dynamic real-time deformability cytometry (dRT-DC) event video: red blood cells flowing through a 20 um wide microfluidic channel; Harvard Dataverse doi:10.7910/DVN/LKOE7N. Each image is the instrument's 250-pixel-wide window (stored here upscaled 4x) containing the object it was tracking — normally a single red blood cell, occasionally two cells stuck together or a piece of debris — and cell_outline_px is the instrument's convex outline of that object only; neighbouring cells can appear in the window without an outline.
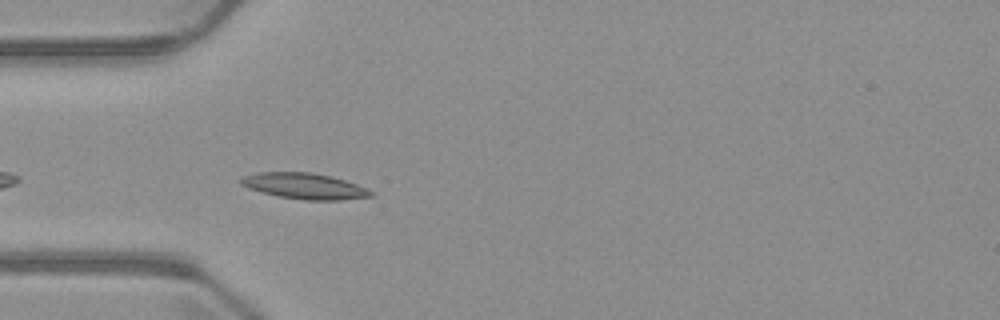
{"species": "common noctule bat (a hibernating species)", "species_latin": "Nyctalus noctula", "temperature_condition": "warm", "stored_images_in_passage": 5, "camera_frame_rate_fps": 3000, "um_per_image_px": 0.085, "animal": {"sex": "male", "body_mass_g": 23.1, "forearm_length_mm": 52.7}, "frame": {"image": 1, "passage_image": 5, "time_ms": 5.667, "image_size_px": [1000, 320], "cell_outline_px": [[376, 196], [340, 200], [304, 200], [276, 196], [248, 188], [240, 184], [240, 180], [244, 176], [260, 172], [312, 172], [332, 176], [368, 188], [376, 192]], "centroid_in_image_um": [25.94, 15.82], "position_along_channel_um": 59.1, "area_um2": 19.83}}